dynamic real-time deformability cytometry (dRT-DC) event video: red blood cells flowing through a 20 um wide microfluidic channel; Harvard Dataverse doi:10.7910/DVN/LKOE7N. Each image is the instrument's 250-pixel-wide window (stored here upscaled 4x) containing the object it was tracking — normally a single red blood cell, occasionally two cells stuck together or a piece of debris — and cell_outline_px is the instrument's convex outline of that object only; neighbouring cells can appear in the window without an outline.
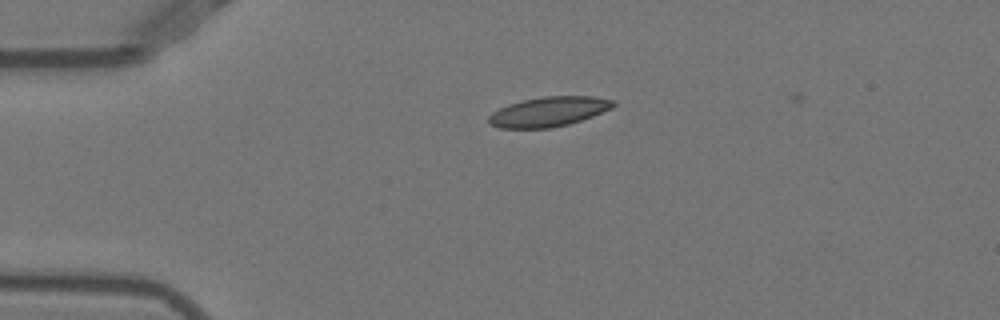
{"species": "Egyptian fruit bat (a non-hibernating species)", "species_latin": "Rousettus aegyptiacus", "temperature_condition": "warm", "stored_images_in_passage": 41, "camera_frame_rate_fps": 3000, "um_per_image_px": 0.085, "animal": {"sex": "female"}, "frame": {"image": 1, "passage_image": 1, "time_ms": 0.0, "image_size_px": [1000, 320], "cell_outline_px": [[616, 104], [612, 108], [592, 116], [568, 124], [552, 128], [500, 128], [488, 124], [488, 116], [492, 112], [508, 104], [520, 100], [544, 96], [592, 96], [612, 100]], "centroid_in_image_um": [46.59, 9.49], "position_along_channel_um": 38.4, "area_um2": 21.62}}
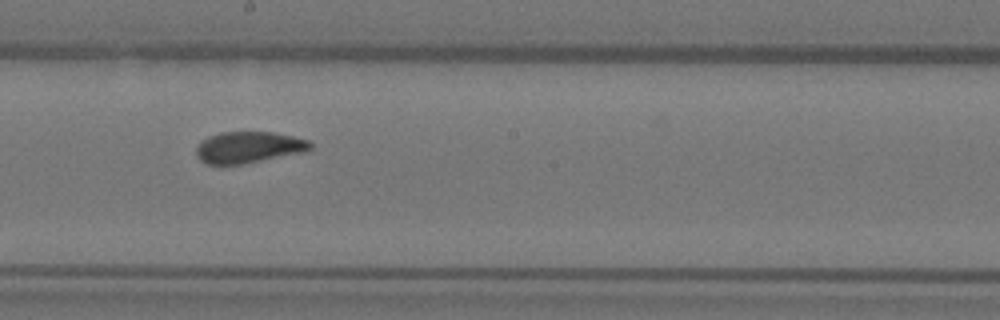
{"frame": {"image": 2, "passage_image": 18, "time_ms": 5.667, "image_size_px": [1000, 320], "cell_outline_px": [[312, 148], [304, 152], [244, 164], [208, 164], [200, 160], [196, 152], [196, 148], [208, 136], [220, 132], [272, 132], [292, 136], [308, 140], [312, 144]], "centroid_in_image_um": [21.15, 12.52], "position_along_channel_um": 227.0, "area_um2": 20.75}}
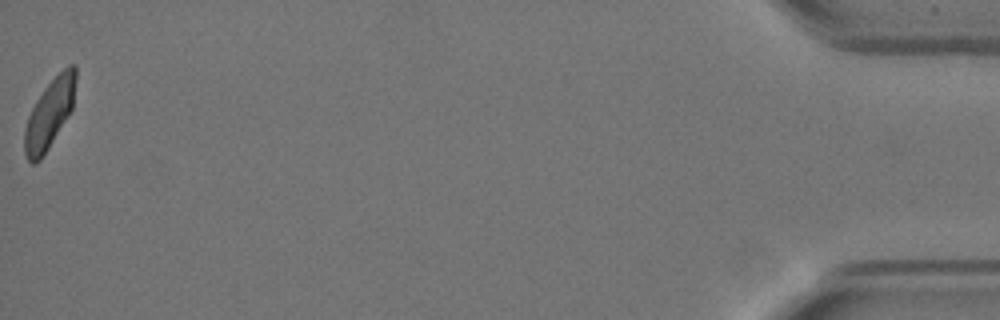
{"frame": {"image": 3, "passage_image": 41, "time_ms": 13.333, "image_size_px": [1000, 320], "cell_outline_px": [[76, 80], [72, 108], [48, 148], [40, 160], [36, 164], [32, 164], [28, 160], [24, 152], [24, 132], [28, 116], [36, 100], [44, 88], [68, 64], [76, 64]], "centroid_in_image_um": [4.2, 9.66], "position_along_channel_um": 431.0, "area_um2": 20.29}, "authors_computed_cell_mechanics": {"area_um2": 21.5016, "velocity_mm_per_s": 3.9206, "shape_relaxation_time_tau1_ms": 5.767, "shape_relaxation_time_tau2_ms": 0.7702, "deformation_change_tau1": 0.1546, "deformation_change_tau2": 0.049}}